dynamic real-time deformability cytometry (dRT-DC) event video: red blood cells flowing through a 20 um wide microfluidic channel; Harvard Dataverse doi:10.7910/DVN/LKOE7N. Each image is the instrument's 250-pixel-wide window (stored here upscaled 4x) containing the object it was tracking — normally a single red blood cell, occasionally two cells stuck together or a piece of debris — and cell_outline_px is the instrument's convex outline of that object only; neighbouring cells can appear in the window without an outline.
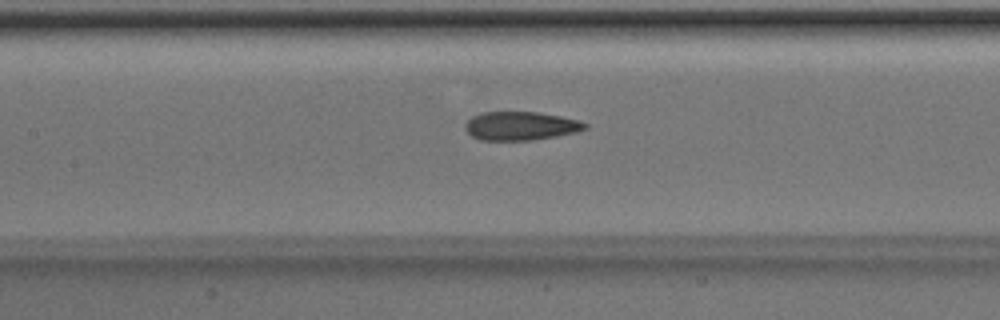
{"species": "Egyptian fruit bat (a non-hibernating species)", "species_latin": "Rousettus aegyptiacus", "temperature_condition": "room temperature", "stored_images_in_passage": 35, "camera_frame_rate_fps": 3000, "um_per_image_px": 0.085, "animal": {"sex": "male"}, "frame": {"image": 1, "passage_image": 8, "time_ms": 2.333, "image_size_px": [1000, 320], "cell_outline_px": [[588, 128], [576, 132], [556, 136], [532, 140], [480, 140], [472, 136], [464, 128], [464, 124], [472, 116], [484, 112], [536, 112], [560, 116], [580, 120], [588, 124]], "centroid_in_image_um": [44.26, 10.7], "position_along_channel_um": 163.1, "area_um2": 20.0}}
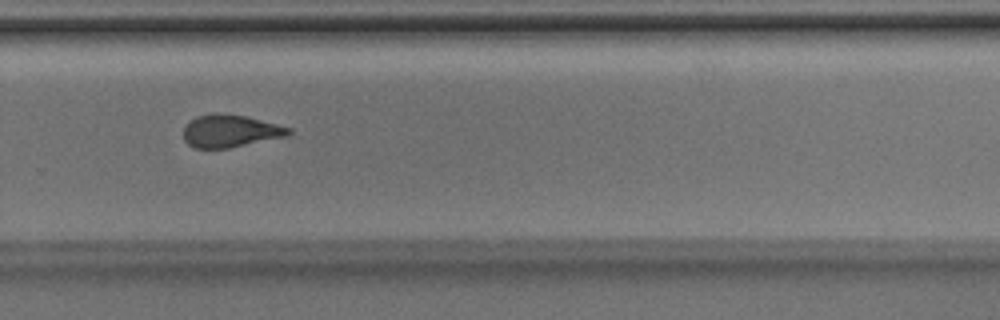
{"frame": {"image": 2, "passage_image": 19, "time_ms": 6.0, "image_size_px": [1000, 320], "cell_outline_px": [[292, 132], [288, 136], [228, 148], [196, 148], [188, 144], [184, 140], [184, 128], [196, 116], [244, 116], [292, 128]], "centroid_in_image_um": [19.62, 11.19], "position_along_channel_um": 310.2, "area_um2": 19.07}}
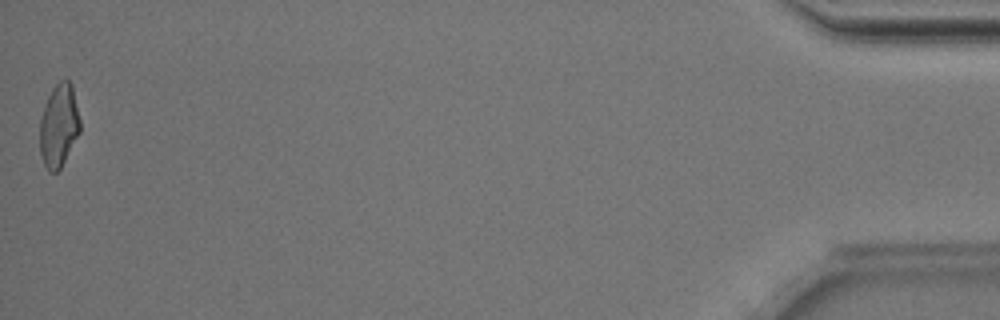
{"frame": {"image": 3, "passage_image": 35, "time_ms": 11.333, "image_size_px": [1000, 320], "cell_outline_px": [[80, 132], [60, 168], [56, 172], [48, 172], [44, 164], [40, 152], [40, 120], [48, 96], [52, 88], [60, 80], [68, 80], [72, 84], [80, 120]], "centroid_in_image_um": [5.0, 10.67], "position_along_channel_um": 430.2, "area_um2": 19.31}, "authors_computed_cell_mechanics": {"area_um2": 19.9988, "velocity_mm_per_s": 4.0329, "shape_relaxation_time_tau1_ms": 5.546, "shape_relaxation_time_tau2_ms": 1.4998, "deformation_change_tau1": 0.1703, "deformation_change_tau2": 0.0945}}